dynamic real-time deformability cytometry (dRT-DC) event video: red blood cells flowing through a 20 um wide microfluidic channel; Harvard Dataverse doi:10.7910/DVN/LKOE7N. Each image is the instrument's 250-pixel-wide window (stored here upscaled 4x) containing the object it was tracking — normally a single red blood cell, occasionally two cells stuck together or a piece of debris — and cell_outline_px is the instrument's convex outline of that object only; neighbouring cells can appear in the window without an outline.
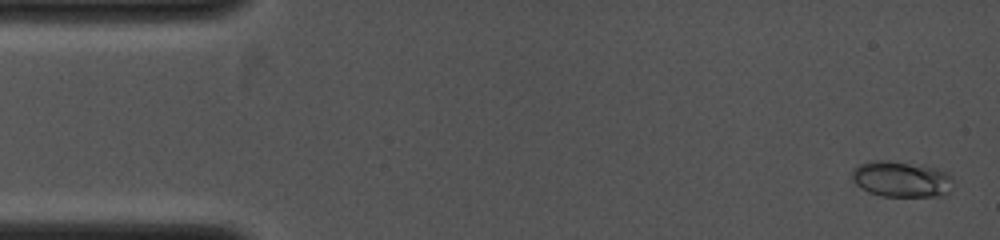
{"species": "common noctule bat (a hibernating species)", "species_latin": "Nyctalus noctula", "temperature_condition": "cold", "stored_images_in_passage": 5, "camera_frame_rate_fps": 4000, "um_per_image_px": 0.085, "animal": {"sex": "female", "body_mass_g": 19.0, "forearm_length_mm": 53.3}, "frame": {"image": 1, "passage_image": 1, "time_ms": 0.0, "image_size_px": [1000, 240], "cell_outline_px": [[952, 180], [948, 192], [944, 196], [880, 196], [868, 192], [860, 188], [852, 180], [852, 172], [860, 164], [872, 160], [888, 160], [924, 164], [948, 172], [952, 176]], "centroid_in_image_um": [76.62, 15.21], "position_along_channel_um": 8.4, "area_um2": 21.5}}
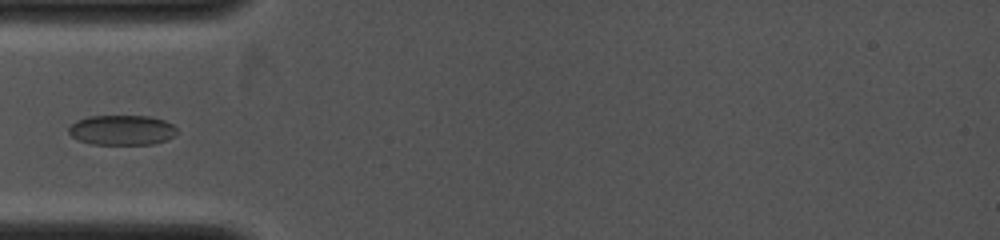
{"frame": {"image": 2, "passage_image": 5, "time_ms": 3.75, "image_size_px": [1000, 240], "cell_outline_px": [[176, 136], [168, 140], [152, 144], [92, 144], [80, 140], [72, 136], [68, 132], [68, 128], [76, 120], [88, 116], [148, 116], [164, 120], [172, 124], [176, 128]], "centroid_in_image_um": [10.38, 11.05], "position_along_channel_um": 74.6, "area_um2": 18.96}}